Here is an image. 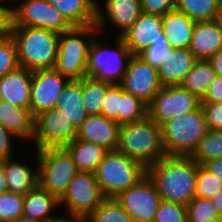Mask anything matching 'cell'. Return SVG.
Wrapping results in <instances>:
<instances>
[{
    "instance_id": "d4e9b609",
    "label": "cell",
    "mask_w": 222,
    "mask_h": 222,
    "mask_svg": "<svg viewBox=\"0 0 222 222\" xmlns=\"http://www.w3.org/2000/svg\"><path fill=\"white\" fill-rule=\"evenodd\" d=\"M196 22L176 10L162 17V29L171 48H189Z\"/></svg>"
},
{
    "instance_id": "f6af8a7d",
    "label": "cell",
    "mask_w": 222,
    "mask_h": 222,
    "mask_svg": "<svg viewBox=\"0 0 222 222\" xmlns=\"http://www.w3.org/2000/svg\"><path fill=\"white\" fill-rule=\"evenodd\" d=\"M14 135L0 124V161L9 160L12 158L11 139Z\"/></svg>"
},
{
    "instance_id": "7bdbcfd3",
    "label": "cell",
    "mask_w": 222,
    "mask_h": 222,
    "mask_svg": "<svg viewBox=\"0 0 222 222\" xmlns=\"http://www.w3.org/2000/svg\"><path fill=\"white\" fill-rule=\"evenodd\" d=\"M142 12L163 17L175 10L176 0H140Z\"/></svg>"
},
{
    "instance_id": "60d3db41",
    "label": "cell",
    "mask_w": 222,
    "mask_h": 222,
    "mask_svg": "<svg viewBox=\"0 0 222 222\" xmlns=\"http://www.w3.org/2000/svg\"><path fill=\"white\" fill-rule=\"evenodd\" d=\"M120 105V84H111L105 93L101 115L117 122Z\"/></svg>"
},
{
    "instance_id": "4dcf8cb0",
    "label": "cell",
    "mask_w": 222,
    "mask_h": 222,
    "mask_svg": "<svg viewBox=\"0 0 222 222\" xmlns=\"http://www.w3.org/2000/svg\"><path fill=\"white\" fill-rule=\"evenodd\" d=\"M148 116V105L140 98L125 92L120 85V105L117 123L120 125L137 122Z\"/></svg>"
},
{
    "instance_id": "7c38bea8",
    "label": "cell",
    "mask_w": 222,
    "mask_h": 222,
    "mask_svg": "<svg viewBox=\"0 0 222 222\" xmlns=\"http://www.w3.org/2000/svg\"><path fill=\"white\" fill-rule=\"evenodd\" d=\"M13 25L38 27L63 33L72 28L62 14L47 0H25L12 8Z\"/></svg>"
},
{
    "instance_id": "5b68a950",
    "label": "cell",
    "mask_w": 222,
    "mask_h": 222,
    "mask_svg": "<svg viewBox=\"0 0 222 222\" xmlns=\"http://www.w3.org/2000/svg\"><path fill=\"white\" fill-rule=\"evenodd\" d=\"M162 142L166 155L190 156L208 127L202 107L175 116L161 125Z\"/></svg>"
},
{
    "instance_id": "8d00e7d4",
    "label": "cell",
    "mask_w": 222,
    "mask_h": 222,
    "mask_svg": "<svg viewBox=\"0 0 222 222\" xmlns=\"http://www.w3.org/2000/svg\"><path fill=\"white\" fill-rule=\"evenodd\" d=\"M19 67L17 47L11 35L0 38V78Z\"/></svg>"
},
{
    "instance_id": "9a60e30c",
    "label": "cell",
    "mask_w": 222,
    "mask_h": 222,
    "mask_svg": "<svg viewBox=\"0 0 222 222\" xmlns=\"http://www.w3.org/2000/svg\"><path fill=\"white\" fill-rule=\"evenodd\" d=\"M120 85L125 92L140 98L147 105L163 87L158 76V68L145 63L137 55L131 58Z\"/></svg>"
},
{
    "instance_id": "8fae6325",
    "label": "cell",
    "mask_w": 222,
    "mask_h": 222,
    "mask_svg": "<svg viewBox=\"0 0 222 222\" xmlns=\"http://www.w3.org/2000/svg\"><path fill=\"white\" fill-rule=\"evenodd\" d=\"M133 222H153L161 197L148 175L115 197Z\"/></svg>"
},
{
    "instance_id": "484cf974",
    "label": "cell",
    "mask_w": 222,
    "mask_h": 222,
    "mask_svg": "<svg viewBox=\"0 0 222 222\" xmlns=\"http://www.w3.org/2000/svg\"><path fill=\"white\" fill-rule=\"evenodd\" d=\"M57 206L59 207V198L38 185L24 196L22 215L40 222L52 221L58 218L51 216L52 210Z\"/></svg>"
},
{
    "instance_id": "f907efd6",
    "label": "cell",
    "mask_w": 222,
    "mask_h": 222,
    "mask_svg": "<svg viewBox=\"0 0 222 222\" xmlns=\"http://www.w3.org/2000/svg\"><path fill=\"white\" fill-rule=\"evenodd\" d=\"M8 191L6 177L4 174L3 161H0V194Z\"/></svg>"
},
{
    "instance_id": "5bb4252c",
    "label": "cell",
    "mask_w": 222,
    "mask_h": 222,
    "mask_svg": "<svg viewBox=\"0 0 222 222\" xmlns=\"http://www.w3.org/2000/svg\"><path fill=\"white\" fill-rule=\"evenodd\" d=\"M69 82L54 68L33 71L30 92V110L34 116L53 109L58 97Z\"/></svg>"
},
{
    "instance_id": "83f0119b",
    "label": "cell",
    "mask_w": 222,
    "mask_h": 222,
    "mask_svg": "<svg viewBox=\"0 0 222 222\" xmlns=\"http://www.w3.org/2000/svg\"><path fill=\"white\" fill-rule=\"evenodd\" d=\"M64 148L71 155L78 171L92 173L96 171L97 166L108 152L100 145L76 138L70 144L65 145Z\"/></svg>"
},
{
    "instance_id": "ba28073f",
    "label": "cell",
    "mask_w": 222,
    "mask_h": 222,
    "mask_svg": "<svg viewBox=\"0 0 222 222\" xmlns=\"http://www.w3.org/2000/svg\"><path fill=\"white\" fill-rule=\"evenodd\" d=\"M37 152L38 185L60 198L79 172L64 147H48Z\"/></svg>"
},
{
    "instance_id": "b9f144b4",
    "label": "cell",
    "mask_w": 222,
    "mask_h": 222,
    "mask_svg": "<svg viewBox=\"0 0 222 222\" xmlns=\"http://www.w3.org/2000/svg\"><path fill=\"white\" fill-rule=\"evenodd\" d=\"M208 130L222 129V102H201Z\"/></svg>"
},
{
    "instance_id": "30bf717a",
    "label": "cell",
    "mask_w": 222,
    "mask_h": 222,
    "mask_svg": "<svg viewBox=\"0 0 222 222\" xmlns=\"http://www.w3.org/2000/svg\"><path fill=\"white\" fill-rule=\"evenodd\" d=\"M201 100L180 85L163 86L148 105V116L158 125L198 109Z\"/></svg>"
},
{
    "instance_id": "7402d4cb",
    "label": "cell",
    "mask_w": 222,
    "mask_h": 222,
    "mask_svg": "<svg viewBox=\"0 0 222 222\" xmlns=\"http://www.w3.org/2000/svg\"><path fill=\"white\" fill-rule=\"evenodd\" d=\"M197 61L189 48L172 49L166 63H162L158 68L161 84L179 85Z\"/></svg>"
},
{
    "instance_id": "d590c367",
    "label": "cell",
    "mask_w": 222,
    "mask_h": 222,
    "mask_svg": "<svg viewBox=\"0 0 222 222\" xmlns=\"http://www.w3.org/2000/svg\"><path fill=\"white\" fill-rule=\"evenodd\" d=\"M24 196L10 191L0 194V220L9 222L22 216Z\"/></svg>"
},
{
    "instance_id": "ab89813d",
    "label": "cell",
    "mask_w": 222,
    "mask_h": 222,
    "mask_svg": "<svg viewBox=\"0 0 222 222\" xmlns=\"http://www.w3.org/2000/svg\"><path fill=\"white\" fill-rule=\"evenodd\" d=\"M168 40H158L144 49L137 56L140 57L145 63L150 64L153 67L159 68L162 63H166L171 51Z\"/></svg>"
},
{
    "instance_id": "3957f363",
    "label": "cell",
    "mask_w": 222,
    "mask_h": 222,
    "mask_svg": "<svg viewBox=\"0 0 222 222\" xmlns=\"http://www.w3.org/2000/svg\"><path fill=\"white\" fill-rule=\"evenodd\" d=\"M11 36L17 47L19 67L31 71L54 67L59 33L29 26H12Z\"/></svg>"
},
{
    "instance_id": "e575fe53",
    "label": "cell",
    "mask_w": 222,
    "mask_h": 222,
    "mask_svg": "<svg viewBox=\"0 0 222 222\" xmlns=\"http://www.w3.org/2000/svg\"><path fill=\"white\" fill-rule=\"evenodd\" d=\"M188 222H204L207 219L222 217L210 199L194 197L187 205Z\"/></svg>"
},
{
    "instance_id": "603a6c76",
    "label": "cell",
    "mask_w": 222,
    "mask_h": 222,
    "mask_svg": "<svg viewBox=\"0 0 222 222\" xmlns=\"http://www.w3.org/2000/svg\"><path fill=\"white\" fill-rule=\"evenodd\" d=\"M0 124L19 139H34L35 116L30 109L18 108L0 101Z\"/></svg>"
},
{
    "instance_id": "4316f807",
    "label": "cell",
    "mask_w": 222,
    "mask_h": 222,
    "mask_svg": "<svg viewBox=\"0 0 222 222\" xmlns=\"http://www.w3.org/2000/svg\"><path fill=\"white\" fill-rule=\"evenodd\" d=\"M3 167L8 191L25 196L38 186V165L34 172L27 165L11 158L3 161Z\"/></svg>"
},
{
    "instance_id": "f35d334b",
    "label": "cell",
    "mask_w": 222,
    "mask_h": 222,
    "mask_svg": "<svg viewBox=\"0 0 222 222\" xmlns=\"http://www.w3.org/2000/svg\"><path fill=\"white\" fill-rule=\"evenodd\" d=\"M153 222H188L185 205L161 200Z\"/></svg>"
},
{
    "instance_id": "44dd1931",
    "label": "cell",
    "mask_w": 222,
    "mask_h": 222,
    "mask_svg": "<svg viewBox=\"0 0 222 222\" xmlns=\"http://www.w3.org/2000/svg\"><path fill=\"white\" fill-rule=\"evenodd\" d=\"M83 78L69 80L58 97L55 108L62 113L77 130L89 116L83 106Z\"/></svg>"
},
{
    "instance_id": "ee69618b",
    "label": "cell",
    "mask_w": 222,
    "mask_h": 222,
    "mask_svg": "<svg viewBox=\"0 0 222 222\" xmlns=\"http://www.w3.org/2000/svg\"><path fill=\"white\" fill-rule=\"evenodd\" d=\"M13 25L12 8L0 2V38L11 35Z\"/></svg>"
},
{
    "instance_id": "f546056e",
    "label": "cell",
    "mask_w": 222,
    "mask_h": 222,
    "mask_svg": "<svg viewBox=\"0 0 222 222\" xmlns=\"http://www.w3.org/2000/svg\"><path fill=\"white\" fill-rule=\"evenodd\" d=\"M222 0H176L175 10L195 22L213 21Z\"/></svg>"
},
{
    "instance_id": "f5cc1de1",
    "label": "cell",
    "mask_w": 222,
    "mask_h": 222,
    "mask_svg": "<svg viewBox=\"0 0 222 222\" xmlns=\"http://www.w3.org/2000/svg\"><path fill=\"white\" fill-rule=\"evenodd\" d=\"M214 21L217 23L218 27L222 31V2L220 4V6H219V10H218V12L216 14V17H215Z\"/></svg>"
},
{
    "instance_id": "ffe728a7",
    "label": "cell",
    "mask_w": 222,
    "mask_h": 222,
    "mask_svg": "<svg viewBox=\"0 0 222 222\" xmlns=\"http://www.w3.org/2000/svg\"><path fill=\"white\" fill-rule=\"evenodd\" d=\"M189 49L202 61L222 50V31L214 20L196 22Z\"/></svg>"
},
{
    "instance_id": "e0dca14e",
    "label": "cell",
    "mask_w": 222,
    "mask_h": 222,
    "mask_svg": "<svg viewBox=\"0 0 222 222\" xmlns=\"http://www.w3.org/2000/svg\"><path fill=\"white\" fill-rule=\"evenodd\" d=\"M121 125L103 115H89L77 129L76 139L100 145L108 151L117 149Z\"/></svg>"
},
{
    "instance_id": "836d02e7",
    "label": "cell",
    "mask_w": 222,
    "mask_h": 222,
    "mask_svg": "<svg viewBox=\"0 0 222 222\" xmlns=\"http://www.w3.org/2000/svg\"><path fill=\"white\" fill-rule=\"evenodd\" d=\"M84 222H133V220L115 198H106L84 219Z\"/></svg>"
},
{
    "instance_id": "c3c4849f",
    "label": "cell",
    "mask_w": 222,
    "mask_h": 222,
    "mask_svg": "<svg viewBox=\"0 0 222 222\" xmlns=\"http://www.w3.org/2000/svg\"><path fill=\"white\" fill-rule=\"evenodd\" d=\"M208 62L212 65L217 76L222 77V50H219L213 56L208 59Z\"/></svg>"
},
{
    "instance_id": "11a10c76",
    "label": "cell",
    "mask_w": 222,
    "mask_h": 222,
    "mask_svg": "<svg viewBox=\"0 0 222 222\" xmlns=\"http://www.w3.org/2000/svg\"><path fill=\"white\" fill-rule=\"evenodd\" d=\"M204 222H222V217H216V218L207 219Z\"/></svg>"
},
{
    "instance_id": "74e56055",
    "label": "cell",
    "mask_w": 222,
    "mask_h": 222,
    "mask_svg": "<svg viewBox=\"0 0 222 222\" xmlns=\"http://www.w3.org/2000/svg\"><path fill=\"white\" fill-rule=\"evenodd\" d=\"M221 189L222 182L202 165H199L197 170L195 197L210 199Z\"/></svg>"
},
{
    "instance_id": "f1b7e54d",
    "label": "cell",
    "mask_w": 222,
    "mask_h": 222,
    "mask_svg": "<svg viewBox=\"0 0 222 222\" xmlns=\"http://www.w3.org/2000/svg\"><path fill=\"white\" fill-rule=\"evenodd\" d=\"M216 76L208 60H198L179 85L202 100Z\"/></svg>"
},
{
    "instance_id": "6da1fadb",
    "label": "cell",
    "mask_w": 222,
    "mask_h": 222,
    "mask_svg": "<svg viewBox=\"0 0 222 222\" xmlns=\"http://www.w3.org/2000/svg\"><path fill=\"white\" fill-rule=\"evenodd\" d=\"M199 164L190 156L165 155L147 168L161 200L187 205L196 191Z\"/></svg>"
},
{
    "instance_id": "db71d44e",
    "label": "cell",
    "mask_w": 222,
    "mask_h": 222,
    "mask_svg": "<svg viewBox=\"0 0 222 222\" xmlns=\"http://www.w3.org/2000/svg\"><path fill=\"white\" fill-rule=\"evenodd\" d=\"M9 222H40V221H37L35 219H31L29 217H25L22 215V216H19L18 218L11 220Z\"/></svg>"
},
{
    "instance_id": "bcb514c9",
    "label": "cell",
    "mask_w": 222,
    "mask_h": 222,
    "mask_svg": "<svg viewBox=\"0 0 222 222\" xmlns=\"http://www.w3.org/2000/svg\"><path fill=\"white\" fill-rule=\"evenodd\" d=\"M201 102H222V77L216 76Z\"/></svg>"
},
{
    "instance_id": "1f68e13d",
    "label": "cell",
    "mask_w": 222,
    "mask_h": 222,
    "mask_svg": "<svg viewBox=\"0 0 222 222\" xmlns=\"http://www.w3.org/2000/svg\"><path fill=\"white\" fill-rule=\"evenodd\" d=\"M110 83L83 77V106L88 115H101L105 93Z\"/></svg>"
},
{
    "instance_id": "ac0fdd59",
    "label": "cell",
    "mask_w": 222,
    "mask_h": 222,
    "mask_svg": "<svg viewBox=\"0 0 222 222\" xmlns=\"http://www.w3.org/2000/svg\"><path fill=\"white\" fill-rule=\"evenodd\" d=\"M121 37L133 55H138L158 40H167L162 29V17L144 13Z\"/></svg>"
},
{
    "instance_id": "277c9868",
    "label": "cell",
    "mask_w": 222,
    "mask_h": 222,
    "mask_svg": "<svg viewBox=\"0 0 222 222\" xmlns=\"http://www.w3.org/2000/svg\"><path fill=\"white\" fill-rule=\"evenodd\" d=\"M99 30L96 25L72 27L59 34L54 69L69 80L86 77L90 45ZM84 38H87L86 41Z\"/></svg>"
},
{
    "instance_id": "2e32d148",
    "label": "cell",
    "mask_w": 222,
    "mask_h": 222,
    "mask_svg": "<svg viewBox=\"0 0 222 222\" xmlns=\"http://www.w3.org/2000/svg\"><path fill=\"white\" fill-rule=\"evenodd\" d=\"M104 4L105 11L97 3L96 26L99 33L102 32L107 20H110L109 22L121 30L117 35L121 37L143 14L140 0H105Z\"/></svg>"
},
{
    "instance_id": "816d5d0a",
    "label": "cell",
    "mask_w": 222,
    "mask_h": 222,
    "mask_svg": "<svg viewBox=\"0 0 222 222\" xmlns=\"http://www.w3.org/2000/svg\"><path fill=\"white\" fill-rule=\"evenodd\" d=\"M48 222H84V220L69 216V218L68 217L67 218L66 217L65 218L58 217V218H56L52 221H48Z\"/></svg>"
},
{
    "instance_id": "cb8c5ba5",
    "label": "cell",
    "mask_w": 222,
    "mask_h": 222,
    "mask_svg": "<svg viewBox=\"0 0 222 222\" xmlns=\"http://www.w3.org/2000/svg\"><path fill=\"white\" fill-rule=\"evenodd\" d=\"M72 27L96 25V0H47Z\"/></svg>"
},
{
    "instance_id": "7dc6e473",
    "label": "cell",
    "mask_w": 222,
    "mask_h": 222,
    "mask_svg": "<svg viewBox=\"0 0 222 222\" xmlns=\"http://www.w3.org/2000/svg\"><path fill=\"white\" fill-rule=\"evenodd\" d=\"M202 166L222 182V157L206 161Z\"/></svg>"
},
{
    "instance_id": "52a82bcc",
    "label": "cell",
    "mask_w": 222,
    "mask_h": 222,
    "mask_svg": "<svg viewBox=\"0 0 222 222\" xmlns=\"http://www.w3.org/2000/svg\"><path fill=\"white\" fill-rule=\"evenodd\" d=\"M115 45V49L105 46L97 35L94 37L89 48L86 77L110 84L121 83L133 54L122 37L117 36Z\"/></svg>"
},
{
    "instance_id": "d6a6232c",
    "label": "cell",
    "mask_w": 222,
    "mask_h": 222,
    "mask_svg": "<svg viewBox=\"0 0 222 222\" xmlns=\"http://www.w3.org/2000/svg\"><path fill=\"white\" fill-rule=\"evenodd\" d=\"M190 157L199 165L222 157V129L208 130Z\"/></svg>"
},
{
    "instance_id": "9c48e42d",
    "label": "cell",
    "mask_w": 222,
    "mask_h": 222,
    "mask_svg": "<svg viewBox=\"0 0 222 222\" xmlns=\"http://www.w3.org/2000/svg\"><path fill=\"white\" fill-rule=\"evenodd\" d=\"M105 199L95 174L79 171L59 198V205L67 207L69 216L84 220Z\"/></svg>"
},
{
    "instance_id": "4fadbf2b",
    "label": "cell",
    "mask_w": 222,
    "mask_h": 222,
    "mask_svg": "<svg viewBox=\"0 0 222 222\" xmlns=\"http://www.w3.org/2000/svg\"><path fill=\"white\" fill-rule=\"evenodd\" d=\"M77 130L56 108L35 116V147L41 150L48 147H64L76 138Z\"/></svg>"
},
{
    "instance_id": "681fc988",
    "label": "cell",
    "mask_w": 222,
    "mask_h": 222,
    "mask_svg": "<svg viewBox=\"0 0 222 222\" xmlns=\"http://www.w3.org/2000/svg\"><path fill=\"white\" fill-rule=\"evenodd\" d=\"M210 201L217 209L218 214L222 216V189L211 197Z\"/></svg>"
},
{
    "instance_id": "7a4b0ae2",
    "label": "cell",
    "mask_w": 222,
    "mask_h": 222,
    "mask_svg": "<svg viewBox=\"0 0 222 222\" xmlns=\"http://www.w3.org/2000/svg\"><path fill=\"white\" fill-rule=\"evenodd\" d=\"M116 150L147 169L166 155L161 126L149 116L121 125Z\"/></svg>"
},
{
    "instance_id": "d6986e66",
    "label": "cell",
    "mask_w": 222,
    "mask_h": 222,
    "mask_svg": "<svg viewBox=\"0 0 222 222\" xmlns=\"http://www.w3.org/2000/svg\"><path fill=\"white\" fill-rule=\"evenodd\" d=\"M33 71L18 67L16 70L0 78L1 101L11 105L30 109V92Z\"/></svg>"
},
{
    "instance_id": "8992f818",
    "label": "cell",
    "mask_w": 222,
    "mask_h": 222,
    "mask_svg": "<svg viewBox=\"0 0 222 222\" xmlns=\"http://www.w3.org/2000/svg\"><path fill=\"white\" fill-rule=\"evenodd\" d=\"M106 198H115L136 185L147 175V169L117 150L108 151L94 172Z\"/></svg>"
}]
</instances>
